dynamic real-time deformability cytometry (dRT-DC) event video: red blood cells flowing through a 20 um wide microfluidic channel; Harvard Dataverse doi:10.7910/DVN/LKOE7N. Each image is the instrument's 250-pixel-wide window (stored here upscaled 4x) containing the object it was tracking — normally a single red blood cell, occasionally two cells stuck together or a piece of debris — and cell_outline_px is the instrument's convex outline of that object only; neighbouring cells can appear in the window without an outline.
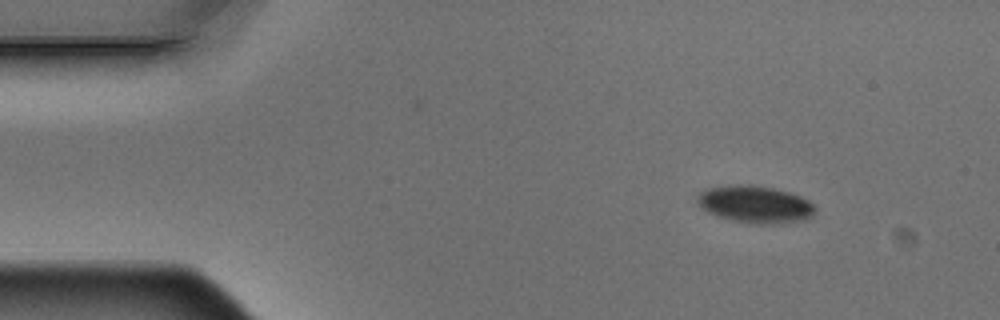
{"species": "Egyptian fruit bat (a non-hibernating species)", "species_latin": "Rousettus aegyptiacus", "temperature_condition": "warm", "stored_images_in_passage": 8, "camera_frame_rate_fps": 3000, "um_per_image_px": 0.085, "animal": {"sex": "male"}, "frame": {"image": 1, "passage_image": 1, "time_ms": 0.0, "image_size_px": [1000, 320], "cell_outline_px": [[816, 208], [812, 216], [804, 220], [772, 224], [760, 224], [732, 220], [708, 212], [696, 200], [696, 196], [704, 188], [732, 184], [752, 184], [772, 188], [788, 192], [800, 196], [808, 200]], "centroid_in_image_um": [64.17, 17.35], "position_along_channel_um": 20.8, "area_um2": 25.49}}
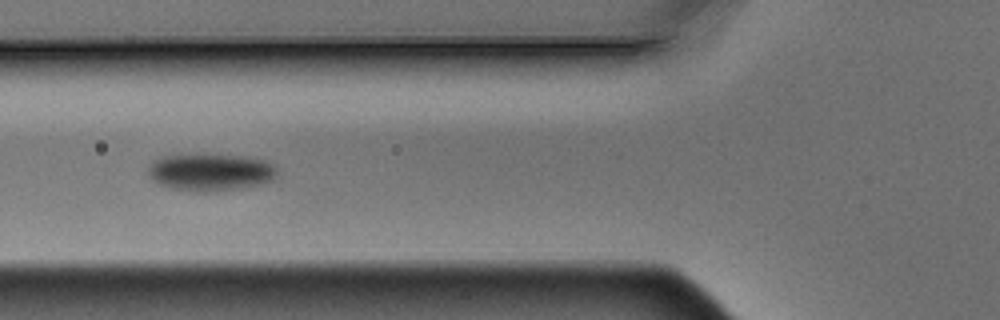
{"frame": {"image": 2, "passage_image": 5, "time_ms": 1.333, "image_size_px": [1000, 320], "cell_outline_px": [[276, 176], [272, 180], [264, 184], [244, 188], [208, 192], [196, 192], [172, 188], [160, 184], [152, 180], [148, 176], [148, 164], [152, 160], [160, 156], [196, 152], [244, 156], [264, 160], [276, 164]], "centroid_in_image_um": [17.87, 14.6], "position_along_channel_um": 107.9, "area_um2": 29.19}}
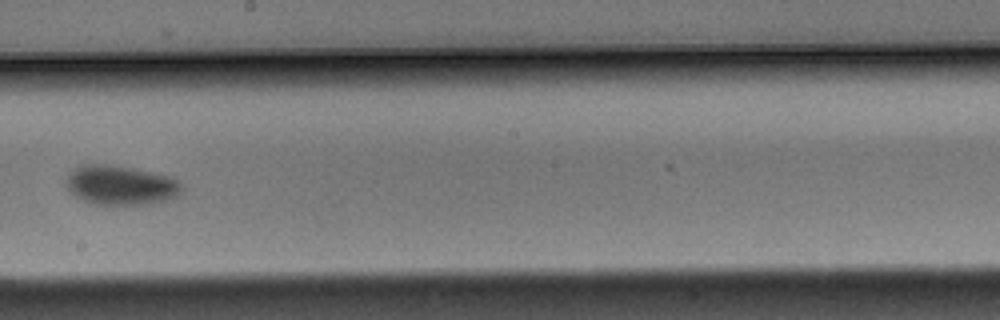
{"frame": {"image": 3, "passage_image": 8, "time_ms": 2.333, "image_size_px": [1000, 320], "cell_outline_px": [[184, 188], [176, 196], [168, 200], [148, 204], [96, 204], [84, 200], [76, 196], [68, 188], [64, 180], [68, 172], [72, 168], [80, 164], [112, 164], [152, 172], [168, 176], [176, 180]], "centroid_in_image_um": [10.21, 15.72], "position_along_channel_um": 238.0, "area_um2": 26.65}}